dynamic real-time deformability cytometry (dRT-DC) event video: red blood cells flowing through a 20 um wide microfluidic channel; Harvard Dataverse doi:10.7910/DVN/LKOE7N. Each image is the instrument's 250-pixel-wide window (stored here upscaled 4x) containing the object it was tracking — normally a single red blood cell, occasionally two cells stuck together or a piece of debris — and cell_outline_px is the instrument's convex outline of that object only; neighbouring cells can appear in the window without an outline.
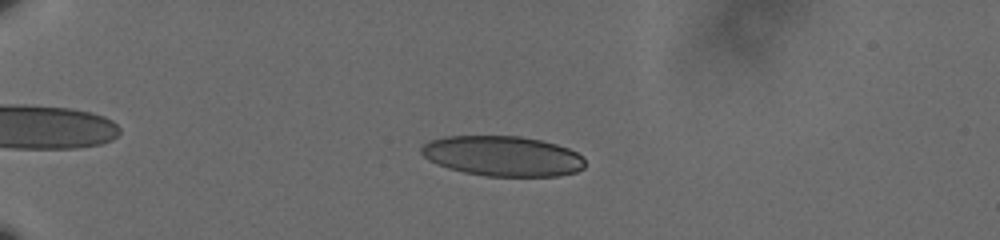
{"species": "human", "species_latin": "Homo sapiens", "temperature_condition": "cold", "stored_images_in_passage": 56, "camera_frame_rate_fps": 3000, "um_per_image_px": 0.085, "donor": {"sex": "male"}, "frame": {"image": 1, "passage_image": 13, "time_ms": 4.0, "image_size_px": [1000, 240], "cell_outline_px": [[584, 168], [576, 172], [556, 176], [484, 176], [464, 172], [448, 168], [428, 160], [420, 152], [420, 148], [428, 140], [444, 136], [520, 136], [540, 140], [556, 144], [568, 148], [576, 152], [584, 160]], "centroid_in_image_um": [42.69, 13.26], "position_along_channel_um": 42.3, "area_um2": 38.38}}
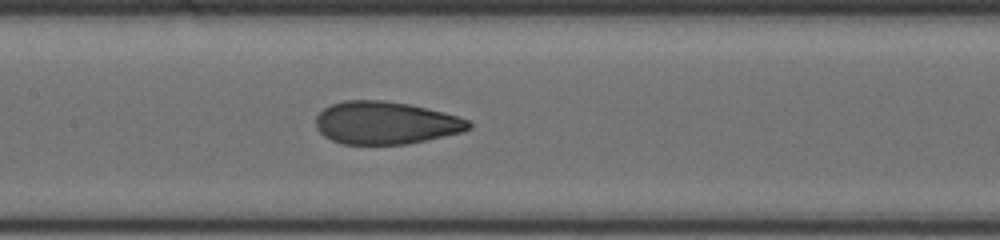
{"frame": {"image": 2, "passage_image": 29, "time_ms": 9.333, "image_size_px": [1000, 240], "cell_outline_px": [[472, 128], [464, 132], [408, 144], [344, 144], [332, 140], [324, 136], [316, 128], [316, 116], [324, 108], [332, 104], [344, 100], [384, 100], [408, 104], [428, 108], [444, 112], [468, 120], [472, 124]], "centroid_in_image_um": [32.8, 10.44], "position_along_channel_um": 174.6, "area_um2": 38.15}}
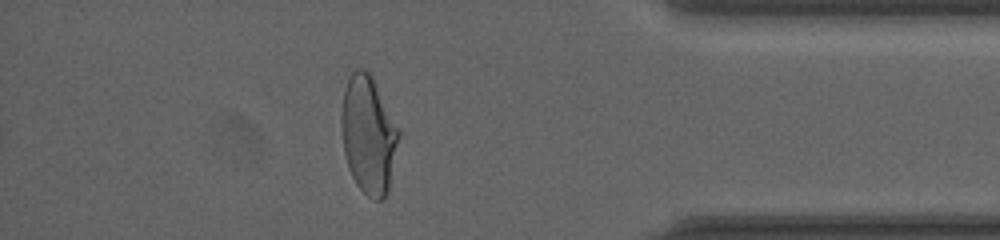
{"frame": {"image": 3, "passage_image": 50, "time_ms": 16.333, "image_size_px": [1000, 240], "cell_outline_px": [[400, 136], [388, 192], [384, 200], [376, 200], [368, 196], [356, 184], [348, 168], [344, 152], [340, 124], [340, 116], [344, 92], [348, 80], [352, 72], [356, 68], [364, 68], [372, 76], [400, 132]], "centroid_in_image_um": [31.31, 11.48], "position_along_channel_um": 403.9, "area_um2": 39.3}, "authors_computed_cell_mechanics": {"area_um2": 38.6393, "velocity_mm_per_s": 3.5973, "shape_relaxation_time_tau1_ms": 7.4992, "shape_relaxation_time_tau2_ms": 1.0241, "deformation_change_tau1": 0.2024, "deformation_change_tau2": 0.0707}}